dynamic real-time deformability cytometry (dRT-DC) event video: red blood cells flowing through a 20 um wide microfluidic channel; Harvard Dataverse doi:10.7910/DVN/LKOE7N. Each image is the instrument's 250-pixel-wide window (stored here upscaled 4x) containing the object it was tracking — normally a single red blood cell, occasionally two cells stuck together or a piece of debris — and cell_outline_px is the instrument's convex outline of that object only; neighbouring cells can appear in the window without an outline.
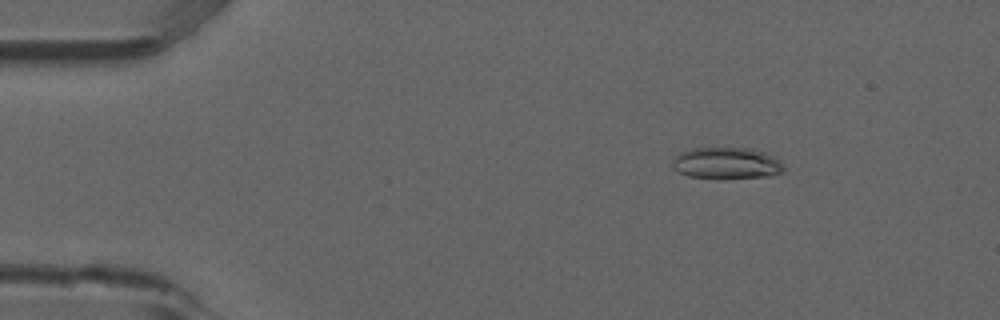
{"species": "common noctule bat (a hibernating species)", "species_latin": "Nyctalus noctula", "temperature_condition": "room temperature", "stored_images_in_passage": 5, "camera_frame_rate_fps": 3000, "um_per_image_px": 0.085, "animal": {"sex": "male", "forearm_length_mm": 52.5}, "frame": {"image": 1, "passage_image": 3, "time_ms": 0.667, "image_size_px": [1000, 320], "cell_outline_px": [[784, 172], [772, 176], [688, 176], [676, 172], [672, 168], [672, 160], [680, 152], [692, 148], [748, 148], [764, 152], [780, 160], [784, 168]], "centroid_in_image_um": [61.74, 13.83], "position_along_channel_um": 23.3, "area_um2": 19.88}}